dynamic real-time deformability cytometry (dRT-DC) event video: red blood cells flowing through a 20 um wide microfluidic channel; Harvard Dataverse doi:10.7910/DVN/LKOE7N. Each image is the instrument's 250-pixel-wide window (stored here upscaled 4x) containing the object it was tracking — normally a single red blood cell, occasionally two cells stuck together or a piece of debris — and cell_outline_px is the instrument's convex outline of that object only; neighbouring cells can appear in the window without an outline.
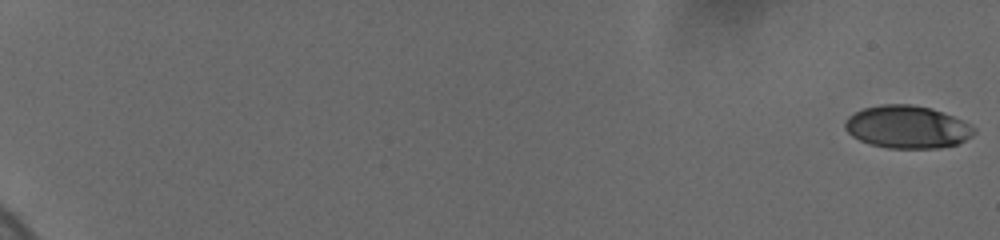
{"species": "human", "species_latin": "Homo sapiens", "temperature_condition": "cold", "stored_images_in_passage": 10, "camera_frame_rate_fps": 3000, "um_per_image_px": 0.085, "donor": {"sex": "female"}, "frame": {"image": 1, "passage_image": 1, "time_ms": 0.0, "image_size_px": [1000, 240], "cell_outline_px": [[976, 132], [972, 136], [956, 144], [940, 148], [888, 148], [872, 144], [860, 140], [852, 136], [844, 128], [844, 120], [848, 116], [864, 108], [880, 104], [912, 104], [932, 108], [972, 124], [976, 128]], "centroid_in_image_um": [77.12, 10.78], "position_along_channel_um": 7.9, "area_um2": 32.19}}
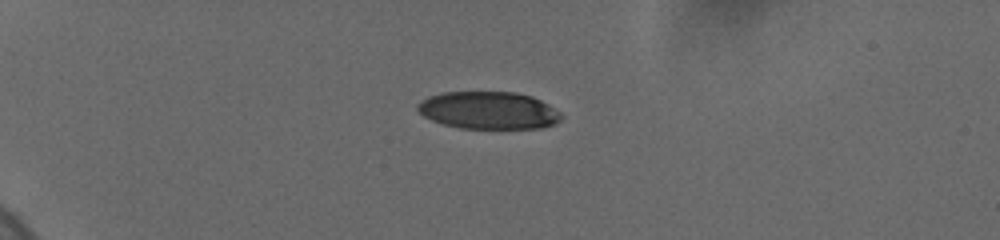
{"frame": {"image": 2, "passage_image": 7, "time_ms": 5.667, "image_size_px": [1000, 240], "cell_outline_px": [[564, 116], [556, 124], [544, 128], [460, 128], [444, 124], [432, 120], [424, 116], [416, 108], [416, 104], [420, 100], [428, 96], [444, 92], [516, 92], [532, 96], [548, 104], [560, 112]], "centroid_in_image_um": [41.54, 9.38], "position_along_channel_um": 43.5, "area_um2": 31.56}}
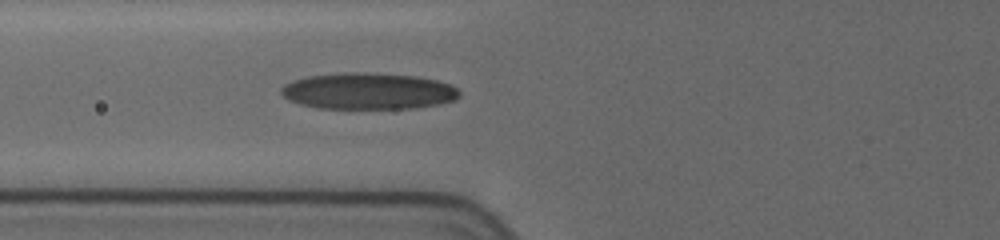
{"frame": {"image": 3, "passage_image": 10, "time_ms": 8.667, "image_size_px": [1000, 240], "cell_outline_px": [[460, 96], [456, 100], [440, 104], [412, 108], [316, 108], [300, 104], [288, 100], [280, 92], [280, 88], [284, 84], [292, 80], [308, 76], [348, 72], [360, 72], [416, 76], [436, 80], [452, 84], [460, 92]], "centroid_in_image_um": [31.3, 7.74], "position_along_channel_um": 94.5, "area_um2": 37.97}}